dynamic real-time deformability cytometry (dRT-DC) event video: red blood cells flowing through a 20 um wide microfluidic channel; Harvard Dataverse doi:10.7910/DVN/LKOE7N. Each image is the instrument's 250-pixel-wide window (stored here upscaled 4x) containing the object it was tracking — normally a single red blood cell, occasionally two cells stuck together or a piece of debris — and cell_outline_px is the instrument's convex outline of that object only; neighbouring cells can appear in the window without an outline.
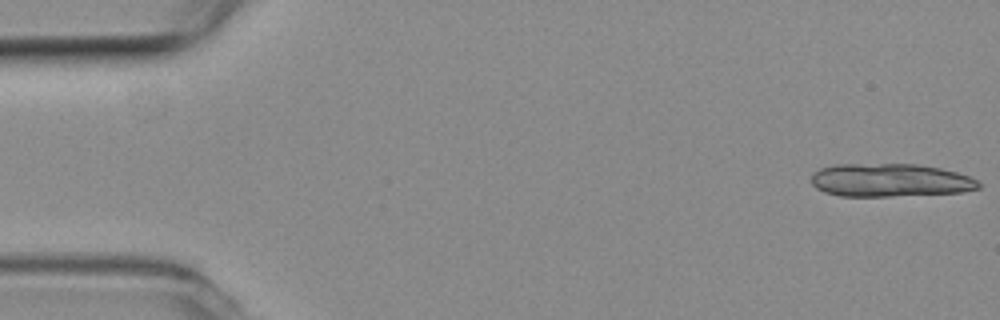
{"species": "common noctule bat (a hibernating species)", "species_latin": "Nyctalus noctula", "temperature_condition": "room temperature", "stored_images_in_passage": 13, "camera_frame_rate_fps": 3000, "um_per_image_px": 0.085, "animal": {"sex": "female", "body_mass_g": 19.3, "forearm_length_mm": 54.1}, "frame": {"image": 1, "passage_image": 1, "time_ms": 0.0, "image_size_px": [1000, 320], "cell_outline_px": [[980, 188], [960, 192], [888, 196], [840, 196], [824, 192], [816, 188], [812, 184], [812, 176], [820, 168], [836, 164], [916, 164], [940, 168], [956, 172], [968, 176], [976, 180], [980, 184]], "centroid_in_image_um": [75.63, 15.32], "position_along_channel_um": 9.4, "area_um2": 32.14}}